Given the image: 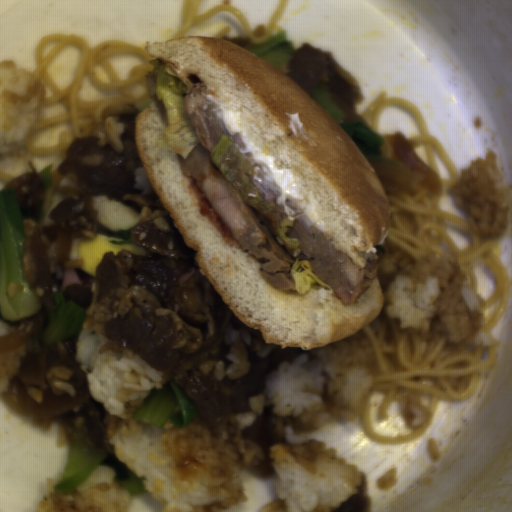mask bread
I'll return each mask as SVG.
<instances>
[{"mask_svg": "<svg viewBox=\"0 0 512 512\" xmlns=\"http://www.w3.org/2000/svg\"><path fill=\"white\" fill-rule=\"evenodd\" d=\"M146 53L166 63L187 90L196 74L218 95L226 111L262 154L274 156L277 170L293 169L302 200L286 199L293 211L315 224L351 262L363 268L357 251L377 252L392 219L377 172L352 136L298 83L268 61L228 40L185 36L153 41ZM298 111L297 135L284 113Z\"/></svg>", "mask_w": 512, "mask_h": 512, "instance_id": "obj_1", "label": "bread"}, {"mask_svg": "<svg viewBox=\"0 0 512 512\" xmlns=\"http://www.w3.org/2000/svg\"><path fill=\"white\" fill-rule=\"evenodd\" d=\"M166 129L155 101L137 113L134 138L144 173L186 246L197 251L201 274L243 324L261 332L265 345L311 351L352 336L377 318L385 304L377 274L359 302L347 306L318 283L300 293L266 282L260 268L268 259L223 243L215 226L200 215L179 153L157 143Z\"/></svg>", "mask_w": 512, "mask_h": 512, "instance_id": "obj_2", "label": "bread"}]
</instances>
